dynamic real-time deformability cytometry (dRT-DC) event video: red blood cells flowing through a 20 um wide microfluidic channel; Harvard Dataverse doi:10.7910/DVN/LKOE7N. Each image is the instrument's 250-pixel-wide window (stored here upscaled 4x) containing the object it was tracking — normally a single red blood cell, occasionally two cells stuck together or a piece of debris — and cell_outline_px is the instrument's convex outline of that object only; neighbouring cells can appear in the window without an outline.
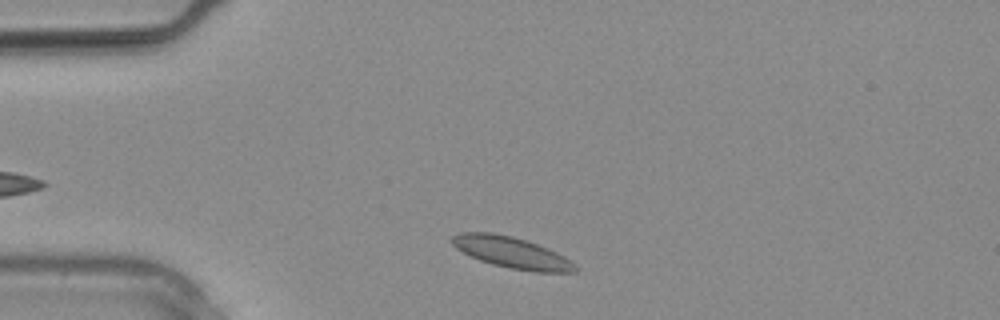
{"species": "common noctule bat (a hibernating species)", "species_latin": "Nyctalus noctula", "temperature_condition": "warm", "stored_images_in_passage": 8, "camera_frame_rate_fps": 3000, "um_per_image_px": 0.085, "animal": {"sex": "male", "body_mass_g": 20.4}, "frame": {"image": 1, "passage_image": 1, "time_ms": 0.0, "image_size_px": [1000, 320], "cell_outline_px": [[580, 268], [576, 272], [536, 272], [508, 268], [492, 264], [480, 260], [456, 248], [452, 244], [452, 236], [460, 232], [492, 232], [512, 236], [548, 248], [564, 256], [576, 264]], "centroid_in_image_um": [43.53, 21.47], "position_along_channel_um": 41.5, "area_um2": 22.37}}
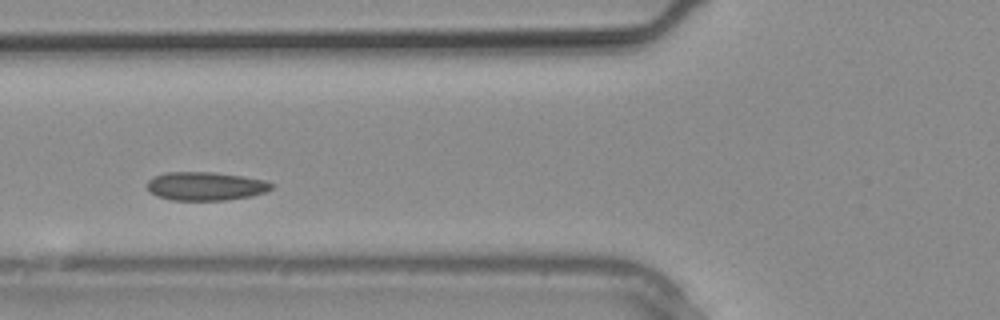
{"frame": {"image": 2, "passage_image": 5, "time_ms": 1.333, "image_size_px": [1000, 320], "cell_outline_px": [[276, 184], [272, 188], [264, 192], [252, 196], [224, 200], [172, 200], [156, 196], [148, 192], [148, 180], [152, 176], [164, 172], [212, 172], [240, 176], [264, 180]], "centroid_in_image_um": [17.44, 15.82], "position_along_channel_um": 108.4, "area_um2": 20.75}}